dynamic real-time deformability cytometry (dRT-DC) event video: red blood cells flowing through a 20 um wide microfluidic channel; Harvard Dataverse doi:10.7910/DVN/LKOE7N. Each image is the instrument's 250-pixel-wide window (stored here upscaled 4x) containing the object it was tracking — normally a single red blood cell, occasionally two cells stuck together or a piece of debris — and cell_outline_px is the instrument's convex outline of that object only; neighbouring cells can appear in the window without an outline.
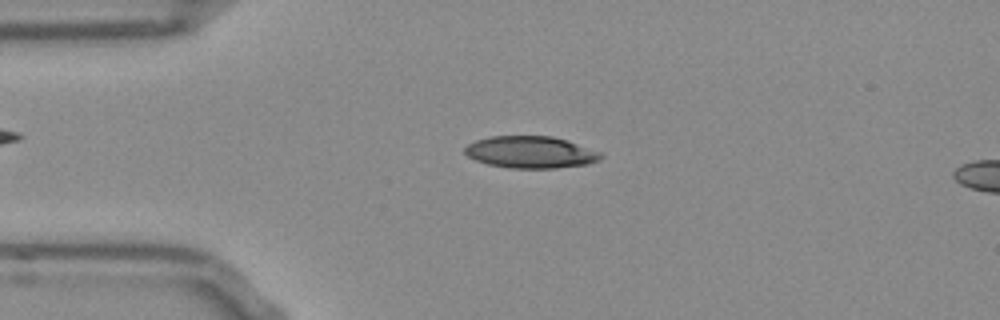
{"species": "Egyptian fruit bat (a non-hibernating species)", "species_latin": "Rousettus aegyptiacus", "temperature_condition": "room temperature", "stored_images_in_passage": 10, "camera_frame_rate_fps": 3000, "um_per_image_px": 0.085, "frame": {"image": 1, "passage_image": 6, "time_ms": 1.667, "image_size_px": [1000, 320], "cell_outline_px": [[604, 156], [600, 160], [584, 164], [556, 168], [512, 168], [488, 164], [476, 160], [468, 156], [464, 152], [464, 148], [468, 144], [476, 140], [492, 136], [552, 136], [568, 140], [600, 152]], "centroid_in_image_um": [45.11, 12.93], "position_along_channel_um": 39.9, "area_um2": 25.2}}